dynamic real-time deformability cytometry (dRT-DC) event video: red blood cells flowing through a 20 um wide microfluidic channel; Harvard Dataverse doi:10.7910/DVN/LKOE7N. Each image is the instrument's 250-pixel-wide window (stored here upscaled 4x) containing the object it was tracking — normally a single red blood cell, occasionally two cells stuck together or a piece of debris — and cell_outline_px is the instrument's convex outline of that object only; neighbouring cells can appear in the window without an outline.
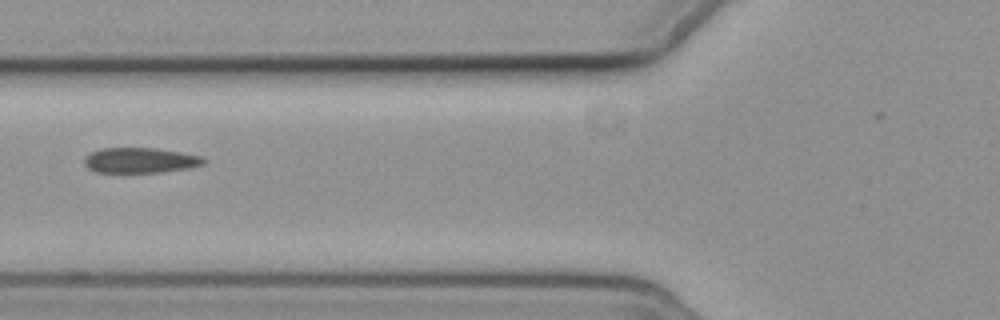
{"species": "common noctule bat (a hibernating species)", "species_latin": "Nyctalus noctula", "temperature_condition": "cold", "stored_images_in_passage": 6, "camera_frame_rate_fps": 3000, "um_per_image_px": 0.085, "animal": {"sex": "female", "body_mass_g": 19.3, "forearm_length_mm": 54.1}, "frame": {"image": 1, "passage_image": 6, "time_ms": 6.667, "image_size_px": [1000, 320], "cell_outline_px": [[208, 160], [204, 164], [188, 168], [160, 172], [96, 172], [88, 168], [84, 164], [84, 160], [92, 152], [100, 148], [156, 148], [180, 152], [200, 156]], "centroid_in_image_um": [11.93, 13.62], "position_along_channel_um": 113.9, "area_um2": 17.46}}